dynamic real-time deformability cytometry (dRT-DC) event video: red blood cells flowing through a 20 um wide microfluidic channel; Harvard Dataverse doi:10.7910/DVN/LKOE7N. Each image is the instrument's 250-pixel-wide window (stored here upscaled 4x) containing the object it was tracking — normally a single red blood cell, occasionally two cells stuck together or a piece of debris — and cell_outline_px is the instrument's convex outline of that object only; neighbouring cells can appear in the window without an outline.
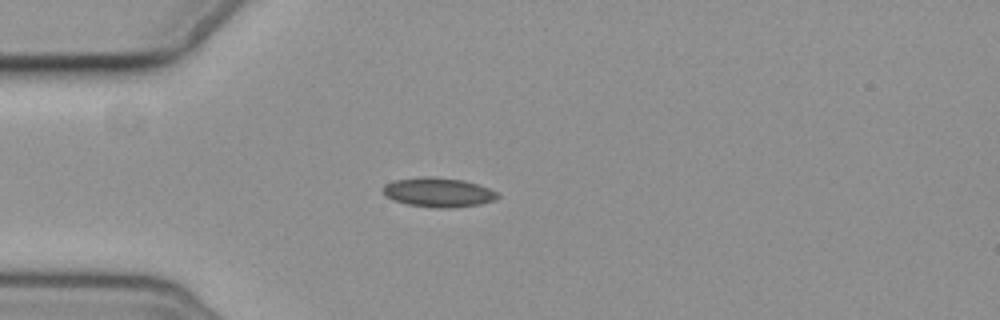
{"species": "common noctule bat (a hibernating species)", "species_latin": "Nyctalus noctula", "temperature_condition": "cold", "stored_images_in_passage": 8, "camera_frame_rate_fps": 3000, "um_per_image_px": 0.085, "animal": {"sex": "female", "body_mass_g": 19.3, "forearm_length_mm": 54.1}, "frame": {"image": 1, "passage_image": 4, "time_ms": 5.333, "image_size_px": [1000, 320], "cell_outline_px": [[500, 196], [496, 200], [480, 204], [452, 208], [436, 208], [408, 204], [392, 200], [384, 196], [384, 184], [396, 180], [424, 176], [432, 176], [464, 180], [488, 188], [496, 192]], "centroid_in_image_um": [37.26, 16.35], "position_along_channel_um": 47.7, "area_um2": 19.65}}
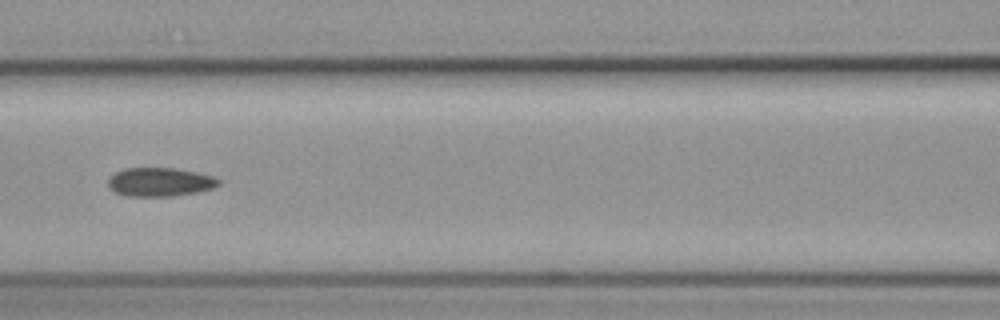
{"frame": {"image": 2, "passage_image": 7, "time_ms": 8.667, "image_size_px": [1000, 320], "cell_outline_px": [[220, 184], [212, 188], [196, 192], [172, 196], [128, 196], [116, 192], [108, 184], [108, 180], [116, 172], [124, 168], [176, 168], [196, 172], [212, 176], [220, 180]], "centroid_in_image_um": [13.61, 15.46], "position_along_channel_um": 153.0, "area_um2": 18.26}}
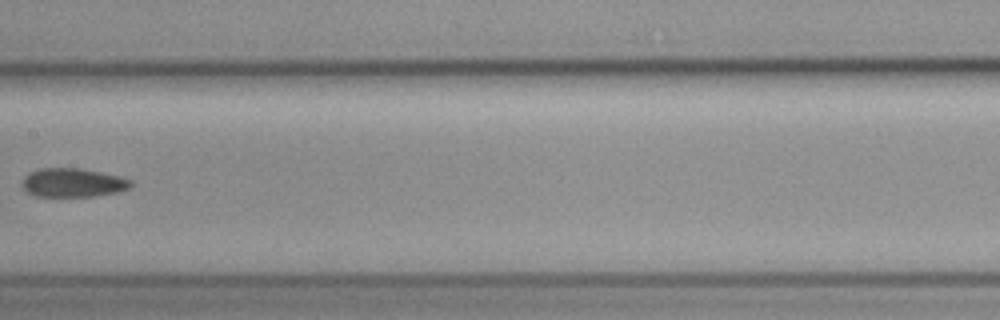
{"frame": {"image": 3, "passage_image": 8, "time_ms": 10.0, "image_size_px": [1000, 320], "cell_outline_px": [[132, 184], [128, 188], [116, 192], [96, 196], [36, 196], [28, 192], [20, 184], [24, 176], [40, 168], [76, 168], [100, 172], [120, 176], [132, 180]], "centroid_in_image_um": [6.18, 15.52], "position_along_channel_um": 201.2, "area_um2": 18.09}}